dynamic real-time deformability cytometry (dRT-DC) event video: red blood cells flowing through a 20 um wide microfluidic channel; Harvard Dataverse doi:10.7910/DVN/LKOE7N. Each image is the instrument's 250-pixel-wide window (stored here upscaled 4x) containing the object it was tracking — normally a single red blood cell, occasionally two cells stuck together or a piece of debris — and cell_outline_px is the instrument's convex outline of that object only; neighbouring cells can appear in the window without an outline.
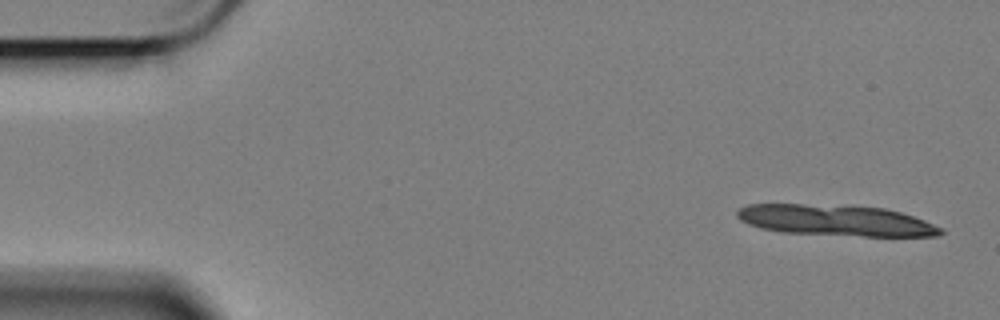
{"species": "Egyptian fruit bat (a non-hibernating species)", "species_latin": "Rousettus aegyptiacus", "temperature_condition": "cold", "stored_images_in_passage": 12, "camera_frame_rate_fps": 3000, "um_per_image_px": 0.085, "animal": {"sex": "female"}, "frame": {"image": 1, "passage_image": 2, "time_ms": 0.333, "image_size_px": [1000, 320], "cell_outline_px": [[944, 232], [940, 236], [864, 236], [780, 232], [760, 228], [748, 224], [740, 220], [736, 216], [736, 212], [740, 208], [748, 204], [800, 204], [884, 208], [900, 212], [924, 220], [944, 228]], "centroid_in_image_um": [71.04, 18.74], "position_along_channel_um": 14.0, "area_um2": 36.59}}